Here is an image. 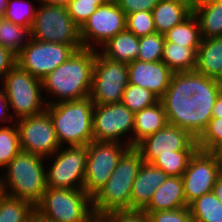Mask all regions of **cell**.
<instances>
[{
    "label": "cell",
    "mask_w": 222,
    "mask_h": 222,
    "mask_svg": "<svg viewBox=\"0 0 222 222\" xmlns=\"http://www.w3.org/2000/svg\"><path fill=\"white\" fill-rule=\"evenodd\" d=\"M165 42L164 34L161 33L139 37V54L136 60L144 62L161 61Z\"/></svg>",
    "instance_id": "e575fe53"
},
{
    "label": "cell",
    "mask_w": 222,
    "mask_h": 222,
    "mask_svg": "<svg viewBox=\"0 0 222 222\" xmlns=\"http://www.w3.org/2000/svg\"><path fill=\"white\" fill-rule=\"evenodd\" d=\"M80 1L95 2L97 6H101L104 3H106L108 0H80Z\"/></svg>",
    "instance_id": "816d5d0a"
},
{
    "label": "cell",
    "mask_w": 222,
    "mask_h": 222,
    "mask_svg": "<svg viewBox=\"0 0 222 222\" xmlns=\"http://www.w3.org/2000/svg\"><path fill=\"white\" fill-rule=\"evenodd\" d=\"M128 76L127 63L108 59L96 50L89 96L94 105L121 103Z\"/></svg>",
    "instance_id": "30bf717a"
},
{
    "label": "cell",
    "mask_w": 222,
    "mask_h": 222,
    "mask_svg": "<svg viewBox=\"0 0 222 222\" xmlns=\"http://www.w3.org/2000/svg\"><path fill=\"white\" fill-rule=\"evenodd\" d=\"M96 222H148V217L143 210L128 209L101 215Z\"/></svg>",
    "instance_id": "f35d334b"
},
{
    "label": "cell",
    "mask_w": 222,
    "mask_h": 222,
    "mask_svg": "<svg viewBox=\"0 0 222 222\" xmlns=\"http://www.w3.org/2000/svg\"><path fill=\"white\" fill-rule=\"evenodd\" d=\"M66 7L70 17L79 28L98 8L95 2L80 0H71Z\"/></svg>",
    "instance_id": "74e56055"
},
{
    "label": "cell",
    "mask_w": 222,
    "mask_h": 222,
    "mask_svg": "<svg viewBox=\"0 0 222 222\" xmlns=\"http://www.w3.org/2000/svg\"><path fill=\"white\" fill-rule=\"evenodd\" d=\"M88 145L60 147L45 158L47 188L83 189ZM49 159V160H48Z\"/></svg>",
    "instance_id": "9c48e42d"
},
{
    "label": "cell",
    "mask_w": 222,
    "mask_h": 222,
    "mask_svg": "<svg viewBox=\"0 0 222 222\" xmlns=\"http://www.w3.org/2000/svg\"><path fill=\"white\" fill-rule=\"evenodd\" d=\"M126 29L138 37L156 33L152 13L139 11L126 15Z\"/></svg>",
    "instance_id": "d590c367"
},
{
    "label": "cell",
    "mask_w": 222,
    "mask_h": 222,
    "mask_svg": "<svg viewBox=\"0 0 222 222\" xmlns=\"http://www.w3.org/2000/svg\"><path fill=\"white\" fill-rule=\"evenodd\" d=\"M98 51L108 59L128 64L137 59L139 54V37L124 29L109 39Z\"/></svg>",
    "instance_id": "603a6c76"
},
{
    "label": "cell",
    "mask_w": 222,
    "mask_h": 222,
    "mask_svg": "<svg viewBox=\"0 0 222 222\" xmlns=\"http://www.w3.org/2000/svg\"><path fill=\"white\" fill-rule=\"evenodd\" d=\"M31 38L30 29L4 18L0 21V46L18 54Z\"/></svg>",
    "instance_id": "f546056e"
},
{
    "label": "cell",
    "mask_w": 222,
    "mask_h": 222,
    "mask_svg": "<svg viewBox=\"0 0 222 222\" xmlns=\"http://www.w3.org/2000/svg\"><path fill=\"white\" fill-rule=\"evenodd\" d=\"M35 210L51 222H96L84 189L47 188Z\"/></svg>",
    "instance_id": "52a82bcc"
},
{
    "label": "cell",
    "mask_w": 222,
    "mask_h": 222,
    "mask_svg": "<svg viewBox=\"0 0 222 222\" xmlns=\"http://www.w3.org/2000/svg\"><path fill=\"white\" fill-rule=\"evenodd\" d=\"M0 84V90L7 98L14 121L46 111L42 80L17 65L2 78Z\"/></svg>",
    "instance_id": "8992f818"
},
{
    "label": "cell",
    "mask_w": 222,
    "mask_h": 222,
    "mask_svg": "<svg viewBox=\"0 0 222 222\" xmlns=\"http://www.w3.org/2000/svg\"><path fill=\"white\" fill-rule=\"evenodd\" d=\"M45 163L44 157L20 151L0 172L3 193L35 206L47 189Z\"/></svg>",
    "instance_id": "3957f363"
},
{
    "label": "cell",
    "mask_w": 222,
    "mask_h": 222,
    "mask_svg": "<svg viewBox=\"0 0 222 222\" xmlns=\"http://www.w3.org/2000/svg\"><path fill=\"white\" fill-rule=\"evenodd\" d=\"M168 124L161 100L134 113L133 147L145 137L156 133Z\"/></svg>",
    "instance_id": "7402d4cb"
},
{
    "label": "cell",
    "mask_w": 222,
    "mask_h": 222,
    "mask_svg": "<svg viewBox=\"0 0 222 222\" xmlns=\"http://www.w3.org/2000/svg\"><path fill=\"white\" fill-rule=\"evenodd\" d=\"M135 148L141 153L144 162L151 163L159 155L174 154V151H195L198 147L197 139L188 131L167 124L145 137Z\"/></svg>",
    "instance_id": "e0dca14e"
},
{
    "label": "cell",
    "mask_w": 222,
    "mask_h": 222,
    "mask_svg": "<svg viewBox=\"0 0 222 222\" xmlns=\"http://www.w3.org/2000/svg\"><path fill=\"white\" fill-rule=\"evenodd\" d=\"M173 1L185 5L192 12L197 8L198 4L200 3V0H173Z\"/></svg>",
    "instance_id": "7dc6e473"
},
{
    "label": "cell",
    "mask_w": 222,
    "mask_h": 222,
    "mask_svg": "<svg viewBox=\"0 0 222 222\" xmlns=\"http://www.w3.org/2000/svg\"><path fill=\"white\" fill-rule=\"evenodd\" d=\"M151 13L156 33L165 34L174 26L181 24L193 12L185 5L173 0H160Z\"/></svg>",
    "instance_id": "cb8c5ba5"
},
{
    "label": "cell",
    "mask_w": 222,
    "mask_h": 222,
    "mask_svg": "<svg viewBox=\"0 0 222 222\" xmlns=\"http://www.w3.org/2000/svg\"><path fill=\"white\" fill-rule=\"evenodd\" d=\"M95 57L96 50L81 48L50 72L42 80L47 105L89 97Z\"/></svg>",
    "instance_id": "7a4b0ae2"
},
{
    "label": "cell",
    "mask_w": 222,
    "mask_h": 222,
    "mask_svg": "<svg viewBox=\"0 0 222 222\" xmlns=\"http://www.w3.org/2000/svg\"><path fill=\"white\" fill-rule=\"evenodd\" d=\"M188 206L184 195L182 177L168 176L165 182L154 191L149 204L143 211L157 212L176 210Z\"/></svg>",
    "instance_id": "ffe728a7"
},
{
    "label": "cell",
    "mask_w": 222,
    "mask_h": 222,
    "mask_svg": "<svg viewBox=\"0 0 222 222\" xmlns=\"http://www.w3.org/2000/svg\"><path fill=\"white\" fill-rule=\"evenodd\" d=\"M75 49L71 45L29 39L16 55V65L43 80L50 72L64 63Z\"/></svg>",
    "instance_id": "4fadbf2b"
},
{
    "label": "cell",
    "mask_w": 222,
    "mask_h": 222,
    "mask_svg": "<svg viewBox=\"0 0 222 222\" xmlns=\"http://www.w3.org/2000/svg\"><path fill=\"white\" fill-rule=\"evenodd\" d=\"M94 103L90 97L47 105L61 147L88 145L93 141Z\"/></svg>",
    "instance_id": "5b68a950"
},
{
    "label": "cell",
    "mask_w": 222,
    "mask_h": 222,
    "mask_svg": "<svg viewBox=\"0 0 222 222\" xmlns=\"http://www.w3.org/2000/svg\"><path fill=\"white\" fill-rule=\"evenodd\" d=\"M16 65V54L0 46V81Z\"/></svg>",
    "instance_id": "b9f144b4"
},
{
    "label": "cell",
    "mask_w": 222,
    "mask_h": 222,
    "mask_svg": "<svg viewBox=\"0 0 222 222\" xmlns=\"http://www.w3.org/2000/svg\"><path fill=\"white\" fill-rule=\"evenodd\" d=\"M173 72L162 62H144L135 60L128 63V81L144 87L159 99L167 90Z\"/></svg>",
    "instance_id": "ac0fdd59"
},
{
    "label": "cell",
    "mask_w": 222,
    "mask_h": 222,
    "mask_svg": "<svg viewBox=\"0 0 222 222\" xmlns=\"http://www.w3.org/2000/svg\"><path fill=\"white\" fill-rule=\"evenodd\" d=\"M168 175L151 163L143 162L133 183L131 209L143 210L150 202L154 191L165 182Z\"/></svg>",
    "instance_id": "d6986e66"
},
{
    "label": "cell",
    "mask_w": 222,
    "mask_h": 222,
    "mask_svg": "<svg viewBox=\"0 0 222 222\" xmlns=\"http://www.w3.org/2000/svg\"><path fill=\"white\" fill-rule=\"evenodd\" d=\"M193 14L198 19L202 39L222 36V0L200 2Z\"/></svg>",
    "instance_id": "d4e9b609"
},
{
    "label": "cell",
    "mask_w": 222,
    "mask_h": 222,
    "mask_svg": "<svg viewBox=\"0 0 222 222\" xmlns=\"http://www.w3.org/2000/svg\"><path fill=\"white\" fill-rule=\"evenodd\" d=\"M92 123L93 141L133 147L134 113L124 104L94 105Z\"/></svg>",
    "instance_id": "8fae6325"
},
{
    "label": "cell",
    "mask_w": 222,
    "mask_h": 222,
    "mask_svg": "<svg viewBox=\"0 0 222 222\" xmlns=\"http://www.w3.org/2000/svg\"><path fill=\"white\" fill-rule=\"evenodd\" d=\"M194 70L222 81V36L201 40Z\"/></svg>",
    "instance_id": "44dd1931"
},
{
    "label": "cell",
    "mask_w": 222,
    "mask_h": 222,
    "mask_svg": "<svg viewBox=\"0 0 222 222\" xmlns=\"http://www.w3.org/2000/svg\"><path fill=\"white\" fill-rule=\"evenodd\" d=\"M188 207L194 222H222V203L213 192L195 199Z\"/></svg>",
    "instance_id": "83f0119b"
},
{
    "label": "cell",
    "mask_w": 222,
    "mask_h": 222,
    "mask_svg": "<svg viewBox=\"0 0 222 222\" xmlns=\"http://www.w3.org/2000/svg\"><path fill=\"white\" fill-rule=\"evenodd\" d=\"M35 206L23 199L6 194L0 196V222H27Z\"/></svg>",
    "instance_id": "f1b7e54d"
},
{
    "label": "cell",
    "mask_w": 222,
    "mask_h": 222,
    "mask_svg": "<svg viewBox=\"0 0 222 222\" xmlns=\"http://www.w3.org/2000/svg\"><path fill=\"white\" fill-rule=\"evenodd\" d=\"M21 151L16 123L0 126V171Z\"/></svg>",
    "instance_id": "4dcf8cb0"
},
{
    "label": "cell",
    "mask_w": 222,
    "mask_h": 222,
    "mask_svg": "<svg viewBox=\"0 0 222 222\" xmlns=\"http://www.w3.org/2000/svg\"><path fill=\"white\" fill-rule=\"evenodd\" d=\"M211 153L214 155L215 160L219 164L221 170H222V143L218 144Z\"/></svg>",
    "instance_id": "bcb514c9"
},
{
    "label": "cell",
    "mask_w": 222,
    "mask_h": 222,
    "mask_svg": "<svg viewBox=\"0 0 222 222\" xmlns=\"http://www.w3.org/2000/svg\"><path fill=\"white\" fill-rule=\"evenodd\" d=\"M197 52L191 47L165 42L161 61L173 72L193 71Z\"/></svg>",
    "instance_id": "484cf974"
},
{
    "label": "cell",
    "mask_w": 222,
    "mask_h": 222,
    "mask_svg": "<svg viewBox=\"0 0 222 222\" xmlns=\"http://www.w3.org/2000/svg\"><path fill=\"white\" fill-rule=\"evenodd\" d=\"M21 151L47 158L61 147L49 114L21 118L15 121Z\"/></svg>",
    "instance_id": "9a60e30c"
},
{
    "label": "cell",
    "mask_w": 222,
    "mask_h": 222,
    "mask_svg": "<svg viewBox=\"0 0 222 222\" xmlns=\"http://www.w3.org/2000/svg\"><path fill=\"white\" fill-rule=\"evenodd\" d=\"M207 1H212V0H200V2H207Z\"/></svg>",
    "instance_id": "db71d44e"
},
{
    "label": "cell",
    "mask_w": 222,
    "mask_h": 222,
    "mask_svg": "<svg viewBox=\"0 0 222 222\" xmlns=\"http://www.w3.org/2000/svg\"><path fill=\"white\" fill-rule=\"evenodd\" d=\"M124 29L126 15L115 0H108L79 28V35L83 48L98 50Z\"/></svg>",
    "instance_id": "5bb4252c"
},
{
    "label": "cell",
    "mask_w": 222,
    "mask_h": 222,
    "mask_svg": "<svg viewBox=\"0 0 222 222\" xmlns=\"http://www.w3.org/2000/svg\"><path fill=\"white\" fill-rule=\"evenodd\" d=\"M222 170L209 151L196 149L191 155L182 177L186 203L189 205L204 194L213 192V187Z\"/></svg>",
    "instance_id": "2e32d148"
},
{
    "label": "cell",
    "mask_w": 222,
    "mask_h": 222,
    "mask_svg": "<svg viewBox=\"0 0 222 222\" xmlns=\"http://www.w3.org/2000/svg\"><path fill=\"white\" fill-rule=\"evenodd\" d=\"M3 194L2 186L0 184V196Z\"/></svg>",
    "instance_id": "f5cc1de1"
},
{
    "label": "cell",
    "mask_w": 222,
    "mask_h": 222,
    "mask_svg": "<svg viewBox=\"0 0 222 222\" xmlns=\"http://www.w3.org/2000/svg\"><path fill=\"white\" fill-rule=\"evenodd\" d=\"M71 0H35L36 3L67 6Z\"/></svg>",
    "instance_id": "681fc988"
},
{
    "label": "cell",
    "mask_w": 222,
    "mask_h": 222,
    "mask_svg": "<svg viewBox=\"0 0 222 222\" xmlns=\"http://www.w3.org/2000/svg\"><path fill=\"white\" fill-rule=\"evenodd\" d=\"M33 4L31 0H8L3 18L30 29L36 12V7Z\"/></svg>",
    "instance_id": "d6a6232c"
},
{
    "label": "cell",
    "mask_w": 222,
    "mask_h": 222,
    "mask_svg": "<svg viewBox=\"0 0 222 222\" xmlns=\"http://www.w3.org/2000/svg\"><path fill=\"white\" fill-rule=\"evenodd\" d=\"M8 0H0V15L3 16L7 8Z\"/></svg>",
    "instance_id": "f907efd6"
},
{
    "label": "cell",
    "mask_w": 222,
    "mask_h": 222,
    "mask_svg": "<svg viewBox=\"0 0 222 222\" xmlns=\"http://www.w3.org/2000/svg\"><path fill=\"white\" fill-rule=\"evenodd\" d=\"M145 213L147 214L148 222H192L189 207Z\"/></svg>",
    "instance_id": "ab89813d"
},
{
    "label": "cell",
    "mask_w": 222,
    "mask_h": 222,
    "mask_svg": "<svg viewBox=\"0 0 222 222\" xmlns=\"http://www.w3.org/2000/svg\"><path fill=\"white\" fill-rule=\"evenodd\" d=\"M159 100L160 99L148 89L128 83L124 89L121 103L131 112L136 113L157 103Z\"/></svg>",
    "instance_id": "1f68e13d"
},
{
    "label": "cell",
    "mask_w": 222,
    "mask_h": 222,
    "mask_svg": "<svg viewBox=\"0 0 222 222\" xmlns=\"http://www.w3.org/2000/svg\"><path fill=\"white\" fill-rule=\"evenodd\" d=\"M130 146L118 142L91 141L88 144L83 189L92 198L108 181Z\"/></svg>",
    "instance_id": "7c38bea8"
},
{
    "label": "cell",
    "mask_w": 222,
    "mask_h": 222,
    "mask_svg": "<svg viewBox=\"0 0 222 222\" xmlns=\"http://www.w3.org/2000/svg\"><path fill=\"white\" fill-rule=\"evenodd\" d=\"M143 162L141 153L135 147H130L122 155L106 184L92 197L95 218L131 209L133 183Z\"/></svg>",
    "instance_id": "277c9868"
},
{
    "label": "cell",
    "mask_w": 222,
    "mask_h": 222,
    "mask_svg": "<svg viewBox=\"0 0 222 222\" xmlns=\"http://www.w3.org/2000/svg\"><path fill=\"white\" fill-rule=\"evenodd\" d=\"M14 119L12 118L9 103L7 101L6 96L4 93L0 90V123L1 126H7L11 123H14Z\"/></svg>",
    "instance_id": "7bdbcfd3"
},
{
    "label": "cell",
    "mask_w": 222,
    "mask_h": 222,
    "mask_svg": "<svg viewBox=\"0 0 222 222\" xmlns=\"http://www.w3.org/2000/svg\"><path fill=\"white\" fill-rule=\"evenodd\" d=\"M214 195L221 201L222 203V174L218 177L215 185L213 187Z\"/></svg>",
    "instance_id": "f6af8a7d"
},
{
    "label": "cell",
    "mask_w": 222,
    "mask_h": 222,
    "mask_svg": "<svg viewBox=\"0 0 222 222\" xmlns=\"http://www.w3.org/2000/svg\"><path fill=\"white\" fill-rule=\"evenodd\" d=\"M164 38L166 42L191 47L197 52L202 40L198 19L192 13L181 24H178L167 31L164 34Z\"/></svg>",
    "instance_id": "4316f807"
},
{
    "label": "cell",
    "mask_w": 222,
    "mask_h": 222,
    "mask_svg": "<svg viewBox=\"0 0 222 222\" xmlns=\"http://www.w3.org/2000/svg\"><path fill=\"white\" fill-rule=\"evenodd\" d=\"M160 0H115L125 15L139 11L151 12Z\"/></svg>",
    "instance_id": "60d3db41"
},
{
    "label": "cell",
    "mask_w": 222,
    "mask_h": 222,
    "mask_svg": "<svg viewBox=\"0 0 222 222\" xmlns=\"http://www.w3.org/2000/svg\"><path fill=\"white\" fill-rule=\"evenodd\" d=\"M220 143H222V118H212L197 139V147L211 152Z\"/></svg>",
    "instance_id": "8d00e7d4"
},
{
    "label": "cell",
    "mask_w": 222,
    "mask_h": 222,
    "mask_svg": "<svg viewBox=\"0 0 222 222\" xmlns=\"http://www.w3.org/2000/svg\"><path fill=\"white\" fill-rule=\"evenodd\" d=\"M221 90L222 81L195 70L173 73L160 99L168 124L182 128L198 139L212 119L213 106Z\"/></svg>",
    "instance_id": "6da1fadb"
},
{
    "label": "cell",
    "mask_w": 222,
    "mask_h": 222,
    "mask_svg": "<svg viewBox=\"0 0 222 222\" xmlns=\"http://www.w3.org/2000/svg\"><path fill=\"white\" fill-rule=\"evenodd\" d=\"M194 152L174 151V154L159 155L151 164L162 169L168 176H182Z\"/></svg>",
    "instance_id": "836d02e7"
},
{
    "label": "cell",
    "mask_w": 222,
    "mask_h": 222,
    "mask_svg": "<svg viewBox=\"0 0 222 222\" xmlns=\"http://www.w3.org/2000/svg\"><path fill=\"white\" fill-rule=\"evenodd\" d=\"M212 118H222V90L216 97L212 111Z\"/></svg>",
    "instance_id": "ee69618b"
},
{
    "label": "cell",
    "mask_w": 222,
    "mask_h": 222,
    "mask_svg": "<svg viewBox=\"0 0 222 222\" xmlns=\"http://www.w3.org/2000/svg\"><path fill=\"white\" fill-rule=\"evenodd\" d=\"M37 6L30 28L31 39L71 45L75 50L83 48L79 27L70 17L66 6L42 3Z\"/></svg>",
    "instance_id": "ba28073f"
},
{
    "label": "cell",
    "mask_w": 222,
    "mask_h": 222,
    "mask_svg": "<svg viewBox=\"0 0 222 222\" xmlns=\"http://www.w3.org/2000/svg\"><path fill=\"white\" fill-rule=\"evenodd\" d=\"M27 222H51L49 219L40 215L36 210L29 216Z\"/></svg>",
    "instance_id": "c3c4849f"
}]
</instances>
